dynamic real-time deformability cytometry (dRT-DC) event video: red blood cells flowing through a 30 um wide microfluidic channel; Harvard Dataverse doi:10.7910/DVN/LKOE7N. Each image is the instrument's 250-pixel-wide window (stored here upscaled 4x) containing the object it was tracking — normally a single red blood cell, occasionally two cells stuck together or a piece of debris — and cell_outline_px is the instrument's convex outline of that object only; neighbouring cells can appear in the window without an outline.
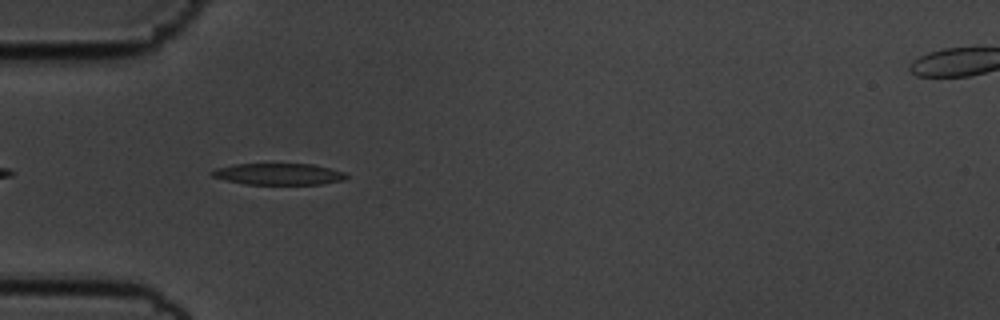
{"species": "common noctule bat (a hibernating species)", "species_latin": "Nyctalus noctula", "temperature_condition": "cold", "stored_images_in_passage": 42, "camera_frame_rate_fps": 3000, "um_per_image_px": 0.085, "animal": {"sex": "male", "body_mass_g": 19.5, "forearm_length_mm": 54.6}, "frame": {"image": 1, "passage_image": 3, "time_ms": 0.667, "image_size_px": [1000, 320], "cell_outline_px": [[348, 176], [344, 180], [320, 184], [244, 184], [212, 176], [208, 172], [216, 168], [236, 164], [312, 164], [344, 172]], "centroid_in_image_um": [23.67, 14.79], "position_along_channel_um": 61.3, "area_um2": 16.65}}
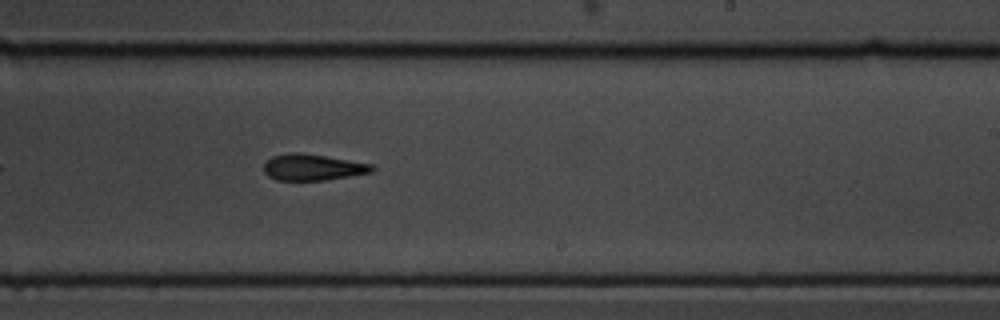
{"frame": {"image": 2, "passage_image": 20, "time_ms": 6.333, "image_size_px": [1000, 320], "cell_outline_px": [[376, 168], [372, 172], [324, 180], [276, 180], [268, 176], [264, 172], [264, 164], [272, 156], [288, 152], [300, 152], [372, 164]], "centroid_in_image_um": [26.55, 14.21], "position_along_channel_um": 262.4, "area_um2": 16.47}}
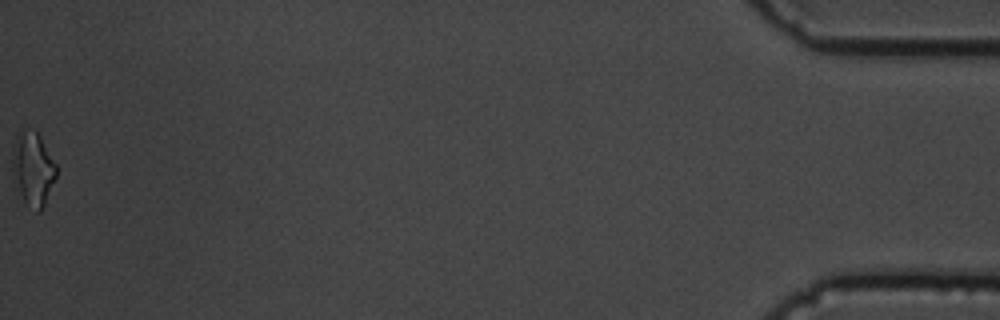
{"frame": {"image": 3, "passage_image": 42, "time_ms": 13.667, "image_size_px": [1000, 320], "cell_outline_px": [[56, 176], [44, 204], [40, 212], [36, 212], [24, 200], [12, 176], [12, 160], [16, 136], [20, 128], [24, 128], [36, 132], [40, 136], [56, 164]], "centroid_in_image_um": [2.79, 14.31], "position_along_channel_um": 432.4, "area_um2": 18.5}, "authors_computed_cell_mechanics": {"area_um2": 17.1377, "velocity_mm_per_s": 3.6048, "shape_relaxation_time_tau1_ms": 3.9608, "shape_relaxation_time_tau2_ms": 5.3744, "deformation_change_tau1": 0.1186, "deformation_change_tau2": 0.1628}}